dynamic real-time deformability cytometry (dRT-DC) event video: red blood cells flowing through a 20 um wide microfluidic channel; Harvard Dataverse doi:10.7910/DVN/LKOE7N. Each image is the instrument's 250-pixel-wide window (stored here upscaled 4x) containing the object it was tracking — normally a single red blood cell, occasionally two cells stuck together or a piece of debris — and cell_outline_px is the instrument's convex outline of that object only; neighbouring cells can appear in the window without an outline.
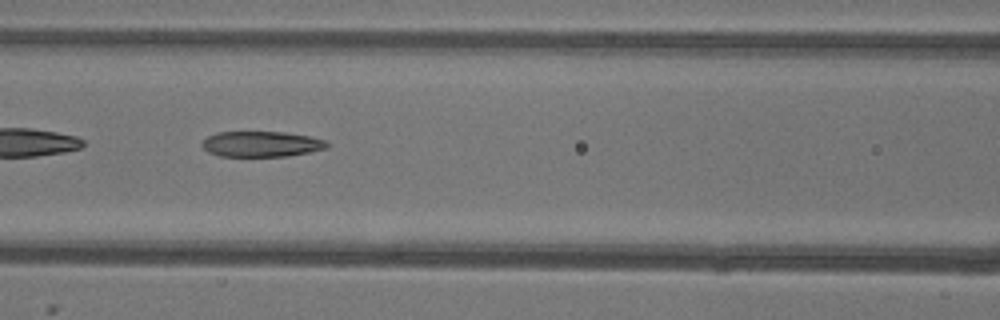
{"species": "common noctule bat (a hibernating species)", "species_latin": "Nyctalus noctula", "temperature_condition": "warm", "stored_images_in_passage": 35, "camera_frame_rate_fps": 3000, "um_per_image_px": 0.085, "animal": {"sex": "female"}, "frame": {"image": 1, "passage_image": 6, "time_ms": 1.667, "image_size_px": [1000, 320], "cell_outline_px": [[328, 148], [288, 156], [220, 156], [208, 152], [200, 144], [208, 136], [216, 132], [284, 132], [308, 136], [324, 140], [328, 144]], "centroid_in_image_um": [22.19, 12.24], "position_along_channel_um": 144.4, "area_um2": 18.5}}
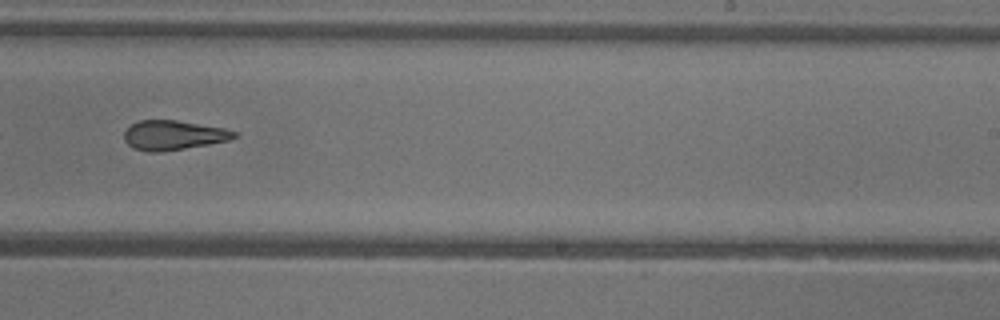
{"frame": {"image": 2, "passage_image": 16, "time_ms": 5.0, "image_size_px": [1000, 320], "cell_outline_px": [[240, 136], [228, 140], [208, 144], [160, 152], [148, 152], [132, 148], [124, 140], [124, 132], [132, 124], [140, 120], [176, 120], [224, 128], [236, 132]], "centroid_in_image_um": [14.73, 11.49], "position_along_channel_um": 274.3, "area_um2": 18.84}}